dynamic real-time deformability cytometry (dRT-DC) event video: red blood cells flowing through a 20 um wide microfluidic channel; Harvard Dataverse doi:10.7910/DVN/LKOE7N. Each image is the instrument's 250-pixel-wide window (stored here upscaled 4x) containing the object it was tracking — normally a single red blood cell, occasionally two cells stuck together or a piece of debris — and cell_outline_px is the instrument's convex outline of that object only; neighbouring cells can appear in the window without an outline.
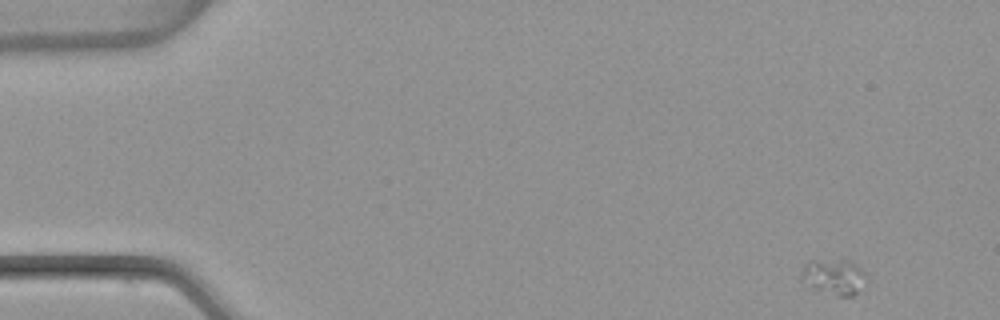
{"species": "common noctule bat (a hibernating species)", "species_latin": "Nyctalus noctula", "temperature_condition": "warm", "stored_images_in_passage": 52, "camera_frame_rate_fps": 3000, "um_per_image_px": 0.085, "animal": {"sex": "female", "body_mass_g": 22.7, "forearm_length_mm": 54.2}, "frame": {"image": 1, "passage_image": 1, "time_ms": 0.0, "image_size_px": [1000, 320], "cell_outline_px": [[868, 280], [852, 296], [836, 296], [812, 288], [804, 276], [804, 264], [808, 260], [848, 260], [856, 264], [868, 276]], "centroid_in_image_um": [70.97, 23.52], "position_along_channel_um": 14.0, "area_um2": 13.18}}
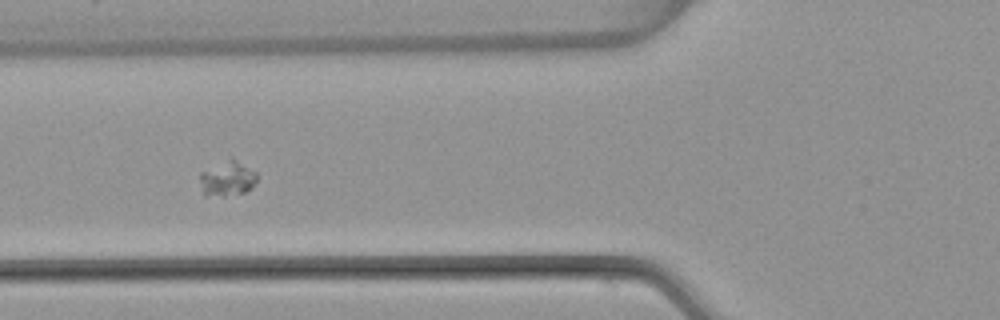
{"frame": {"image": 2, "passage_image": 18, "time_ms": 5.667, "image_size_px": [1000, 320], "cell_outline_px": [[256, 180], [252, 188], [244, 192], [224, 196], [204, 196], [200, 180], [200, 172], [232, 156], [256, 172]], "centroid_in_image_um": [19.32, 15.16], "position_along_channel_um": 106.5, "area_um2": 11.73}}
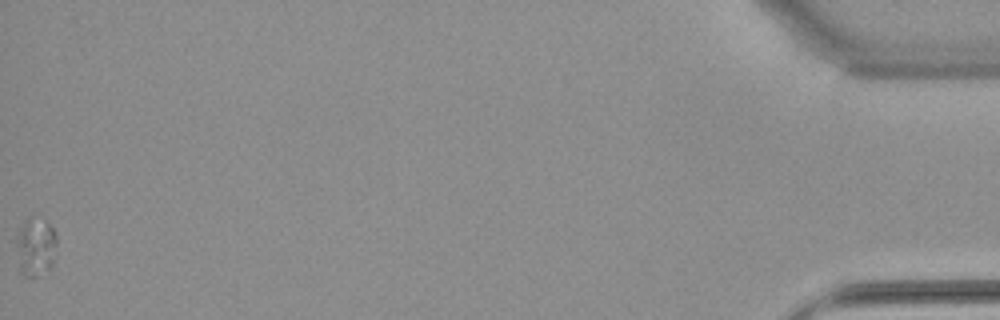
{"frame": {"image": 3, "passage_image": 52, "time_ms": 17.0, "image_size_px": [1000, 320], "cell_outline_px": [[56, 244], [52, 260], [48, 268], [32, 276], [28, 276], [20, 272], [16, 244], [16, 240], [20, 228], [28, 220], [48, 224], [56, 232]], "centroid_in_image_um": [3.0, 21.02], "position_along_channel_um": 432.2, "area_um2": 12.66}}